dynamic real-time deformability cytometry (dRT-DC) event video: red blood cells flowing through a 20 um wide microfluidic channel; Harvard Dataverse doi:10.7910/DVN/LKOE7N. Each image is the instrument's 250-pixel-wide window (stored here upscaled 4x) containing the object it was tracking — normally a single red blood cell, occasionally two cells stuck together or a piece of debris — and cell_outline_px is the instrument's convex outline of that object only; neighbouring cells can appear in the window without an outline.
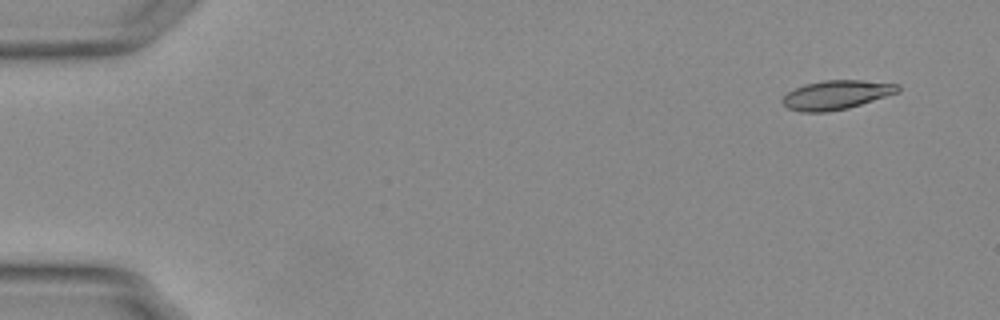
{"species": "Egyptian fruit bat (a non-hibernating species)", "species_latin": "Rousettus aegyptiacus", "temperature_condition": "warm", "stored_images_in_passage": 50, "camera_frame_rate_fps": 3000, "um_per_image_px": 0.085, "animal": {"sex": "female"}, "frame": {"image": 1, "passage_image": 1, "time_ms": 0.0, "image_size_px": [1000, 320], "cell_outline_px": [[900, 92], [848, 108], [824, 112], [800, 112], [788, 108], [780, 100], [788, 92], [804, 84], [824, 80], [864, 80], [900, 84]], "centroid_in_image_um": [71.11, 8.06], "position_along_channel_um": 13.9, "area_um2": 19.59}}
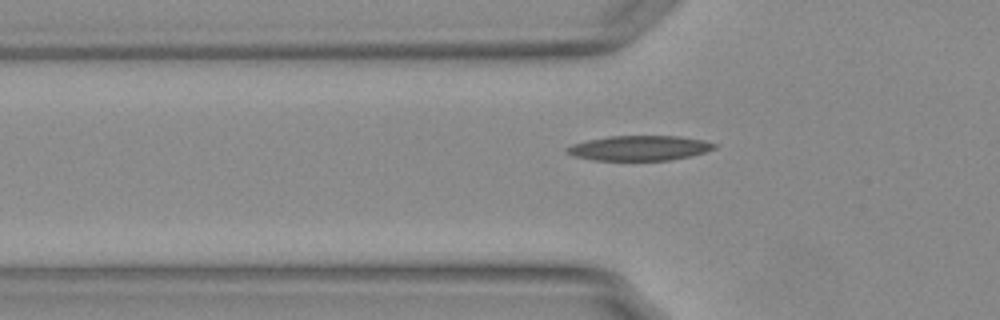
{"frame": {"image": 2, "passage_image": 16, "time_ms": 5.0, "image_size_px": [1000, 320], "cell_outline_px": [[716, 148], [704, 152], [688, 156], [668, 160], [592, 160], [572, 156], [564, 148], [572, 144], [588, 140], [608, 136], [680, 136], [704, 140], [716, 144]], "centroid_in_image_um": [54.32, 12.58], "position_along_channel_um": 71.5, "area_um2": 21.33}}
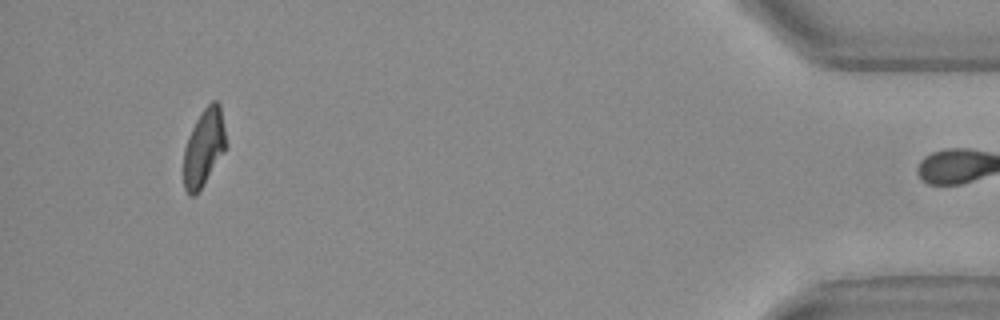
{"frame": {"image": 3, "passage_image": 49, "time_ms": 16.0, "image_size_px": [1000, 320], "cell_outline_px": [[228, 144], [224, 152], [200, 188], [192, 196], [188, 196], [184, 188], [184, 148], [188, 136], [200, 112], [212, 100], [216, 100], [220, 104]], "centroid_in_image_um": [17.34, 12.49], "position_along_channel_um": 417.9, "area_um2": 19.02}, "authors_computed_cell_mechanics": {"area_um2": 20.1144, "velocity_mm_per_s": 3.7701, "shape_relaxation_time_tau1_ms": null, "shape_relaxation_time_tau2_ms": 5.2874, "deformation_change_tau1": null, "deformation_change_tau2": 0.1395}}